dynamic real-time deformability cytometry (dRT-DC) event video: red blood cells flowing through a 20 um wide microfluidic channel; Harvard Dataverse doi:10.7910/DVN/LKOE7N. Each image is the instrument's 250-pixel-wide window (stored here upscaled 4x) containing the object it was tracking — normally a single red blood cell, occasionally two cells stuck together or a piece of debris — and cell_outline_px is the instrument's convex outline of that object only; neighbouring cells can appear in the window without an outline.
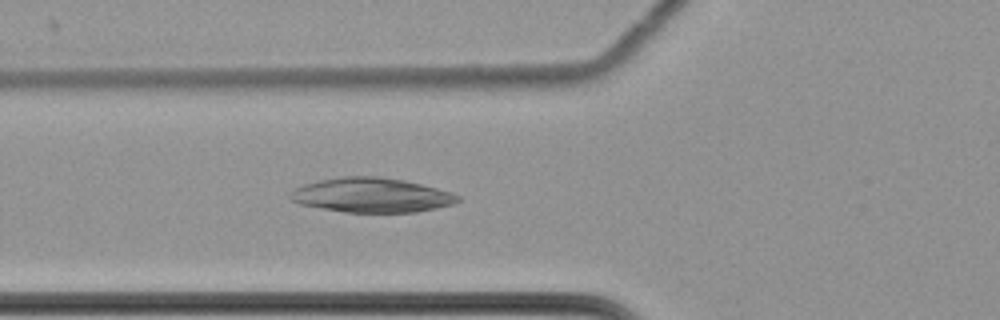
{"species": "common noctule bat (a hibernating species)", "species_latin": "Nyctalus noctula", "temperature_condition": "cold", "stored_images_in_passage": 40, "camera_frame_rate_fps": 3000, "um_per_image_px": 0.085, "animal": {"sex": "female", "body_mass_g": 22.7, "forearm_length_mm": 54.2}, "frame": {"image": 1, "passage_image": 3, "time_ms": 0.667, "image_size_px": [1000, 320], "cell_outline_px": [[460, 200], [452, 204], [436, 208], [416, 212], [344, 212], [300, 204], [292, 200], [288, 196], [288, 192], [304, 184], [320, 180], [344, 176], [380, 176], [404, 180], [452, 192], [460, 196]], "centroid_in_image_um": [31.57, 16.58], "position_along_channel_um": 94.2, "area_um2": 33.64}}
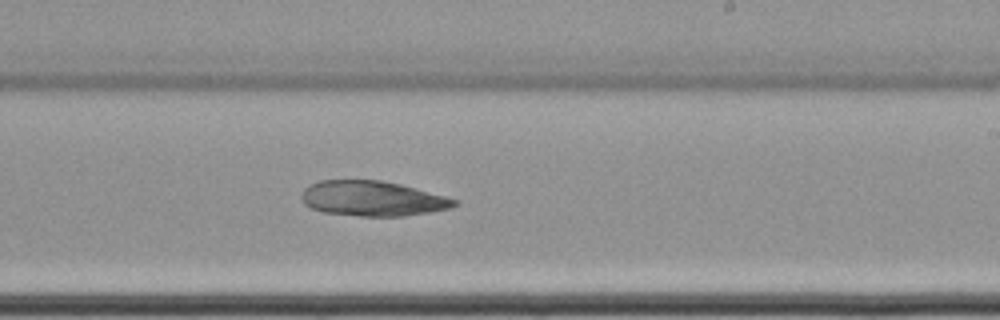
{"frame": {"image": 2, "passage_image": 17, "time_ms": 5.333, "image_size_px": [1000, 320], "cell_outline_px": [[460, 204], [448, 208], [428, 212], [404, 216], [360, 216], [324, 212], [312, 208], [304, 204], [300, 196], [304, 188], [308, 184], [320, 180], [380, 180], [400, 184], [460, 200]], "centroid_in_image_um": [31.64, 16.87], "position_along_channel_um": 257.4, "area_um2": 31.27}}
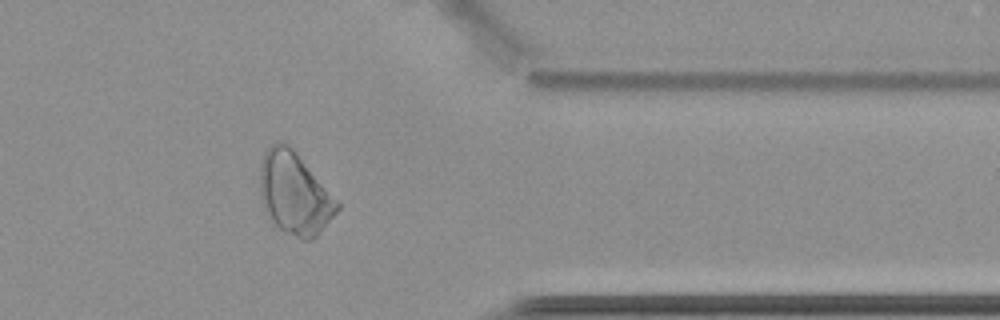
{"frame": {"image": 3, "passage_image": 29, "time_ms": 9.333, "image_size_px": [1000, 320], "cell_outline_px": [[340, 208], [316, 236], [312, 240], [300, 240], [276, 228], [264, 212], [260, 196], [260, 160], [264, 152], [276, 140], [280, 140], [288, 144], [296, 152], [340, 204]], "centroid_in_image_um": [24.98, 16.46], "position_along_channel_um": 386.4, "area_um2": 37.17}}